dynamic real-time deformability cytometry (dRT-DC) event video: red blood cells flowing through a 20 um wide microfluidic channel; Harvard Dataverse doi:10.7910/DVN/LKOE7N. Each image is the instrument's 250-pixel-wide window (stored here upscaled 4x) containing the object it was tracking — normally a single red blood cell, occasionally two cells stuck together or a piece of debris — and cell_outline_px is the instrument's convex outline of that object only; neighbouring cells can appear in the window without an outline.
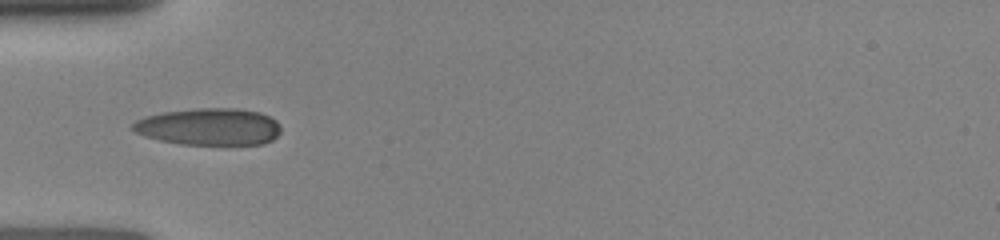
{"species": "human", "species_latin": "Homo sapiens", "temperature_condition": "room temperature", "stored_images_in_passage": 14, "camera_frame_rate_fps": 3000, "um_per_image_px": 0.085, "donor": {"sex": "female"}, "frame": {"image": 1, "passage_image": 1, "time_ms": 0.0, "image_size_px": [1000, 240], "cell_outline_px": [[280, 132], [272, 140], [264, 144], [180, 144], [160, 140], [144, 136], [136, 132], [132, 128], [132, 124], [136, 120], [144, 116], [160, 112], [196, 108], [240, 108], [260, 112], [276, 120], [280, 124]], "centroid_in_image_um": [17.77, 10.76], "position_along_channel_um": 67.2, "area_um2": 32.14}}
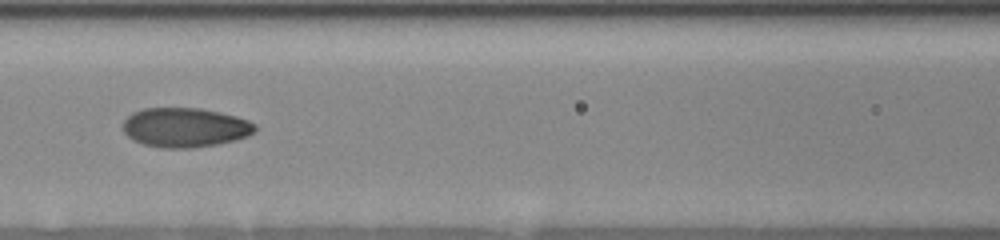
{"frame": {"image": 2, "passage_image": 9, "time_ms": 2.0, "image_size_px": [1000, 240], "cell_outline_px": [[256, 132], [248, 136], [236, 140], [216, 144], [192, 148], [160, 148], [144, 144], [132, 140], [124, 132], [124, 120], [132, 112], [144, 108], [200, 108], [220, 112], [236, 116], [248, 120], [256, 124]], "centroid_in_image_um": [15.75, 10.83], "position_along_channel_um": 150.9, "area_um2": 30.52}}
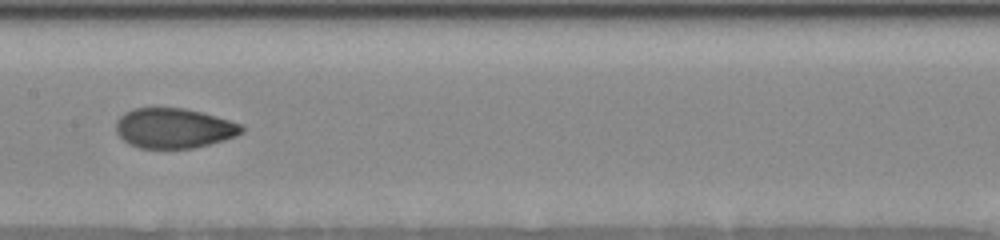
{"frame": {"image": 3, "passage_image": 13, "time_ms": 3.0, "image_size_px": [1000, 240], "cell_outline_px": [[244, 132], [236, 136], [208, 144], [192, 148], [140, 148], [128, 144], [116, 132], [116, 120], [124, 112], [132, 108], [184, 108], [200, 112], [228, 120], [240, 124], [244, 128]], "centroid_in_image_um": [14.74, 10.89], "position_along_channel_um": 192.7, "area_um2": 29.13}}